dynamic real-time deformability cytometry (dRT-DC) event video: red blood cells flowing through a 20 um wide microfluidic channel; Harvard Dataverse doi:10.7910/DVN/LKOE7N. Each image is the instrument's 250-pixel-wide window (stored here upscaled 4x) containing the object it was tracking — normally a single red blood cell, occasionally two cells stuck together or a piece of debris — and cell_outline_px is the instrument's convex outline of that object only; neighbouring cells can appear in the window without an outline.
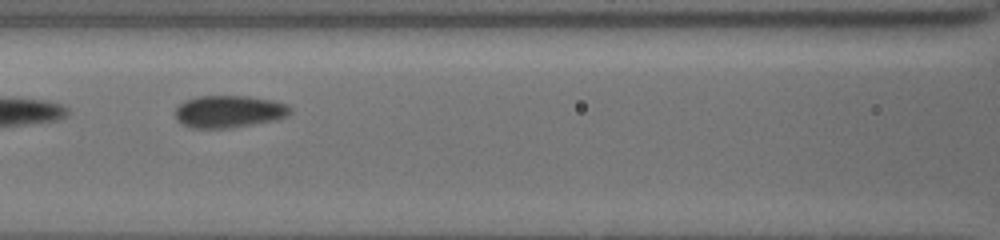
{"species": "common noctule bat (a hibernating species)", "species_latin": "Nyctalus noctula", "temperature_condition": "cold", "stored_images_in_passage": 7, "camera_frame_rate_fps": 3000, "um_per_image_px": 0.085, "animal": {"sex": "female", "body_mass_g": 19.5, "forearm_length_mm": 54.1}, "frame": {"image": 1, "passage_image": 5, "time_ms": 3.667, "image_size_px": [1000, 240], "cell_outline_px": [[292, 112], [284, 116], [272, 120], [228, 128], [196, 128], [184, 124], [176, 116], [176, 108], [184, 100], [196, 96], [248, 96], [276, 100], [288, 104], [292, 108]], "centroid_in_image_um": [19.49, 9.45], "position_along_channel_um": 147.1, "area_um2": 21.39}}
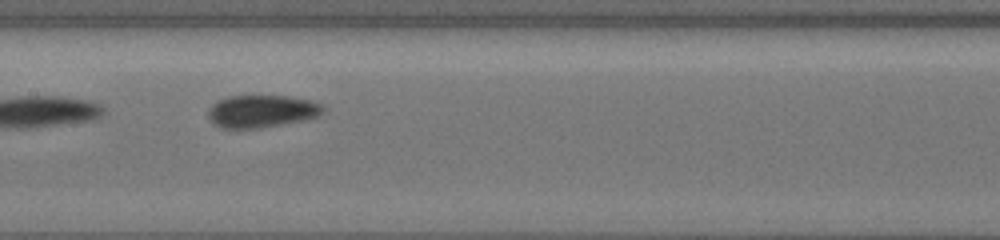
{"frame": {"image": 2, "passage_image": 6, "time_ms": 4.667, "image_size_px": [1000, 240], "cell_outline_px": [[324, 108], [316, 116], [300, 120], [252, 128], [224, 128], [216, 124], [208, 116], [208, 108], [216, 100], [228, 96], [288, 96], [312, 100], [320, 104]], "centroid_in_image_um": [22.18, 9.42], "position_along_channel_um": 185.2, "area_um2": 21.15}}